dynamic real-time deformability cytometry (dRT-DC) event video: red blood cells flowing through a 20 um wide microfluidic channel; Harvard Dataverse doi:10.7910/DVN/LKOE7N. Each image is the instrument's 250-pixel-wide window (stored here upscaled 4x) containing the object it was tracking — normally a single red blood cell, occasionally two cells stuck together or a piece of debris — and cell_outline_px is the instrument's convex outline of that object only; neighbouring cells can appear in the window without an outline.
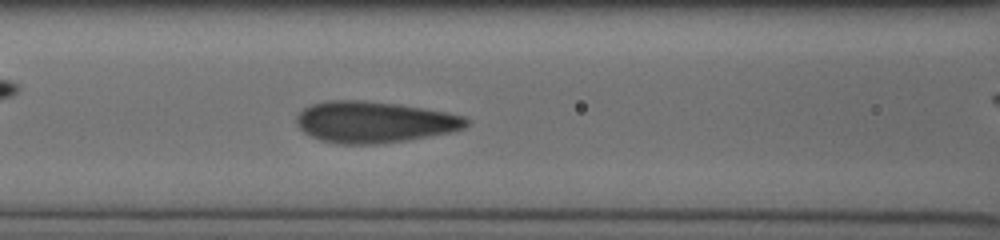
{"species": "human", "species_latin": "Homo sapiens", "temperature_condition": "cold", "stored_images_in_passage": 52, "camera_frame_rate_fps": 3000, "um_per_image_px": 0.085, "donor": {"sex": "male"}, "frame": {"image": 1, "passage_image": 22, "time_ms": 7.0, "image_size_px": [1000, 240], "cell_outline_px": [[468, 124], [464, 128], [452, 132], [408, 140], [376, 144], [340, 144], [320, 140], [304, 132], [296, 124], [296, 116], [304, 108], [312, 104], [328, 100], [360, 100], [396, 104], [444, 112], [464, 116], [468, 120]], "centroid_in_image_um": [31.79, 10.38], "position_along_channel_um": 134.8, "area_um2": 40.69}}
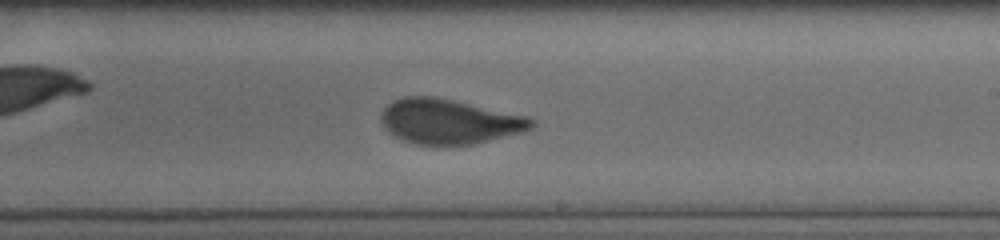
{"frame": {"image": 2, "passage_image": 31, "time_ms": 10.0, "image_size_px": [1000, 240], "cell_outline_px": [[536, 124], [532, 128], [524, 132], [476, 144], [416, 144], [400, 140], [392, 136], [384, 128], [380, 120], [380, 112], [392, 100], [404, 96], [432, 96], [532, 116], [536, 120]], "centroid_in_image_um": [38.2, 10.32], "position_along_channel_um": 250.8, "area_um2": 39.94}}
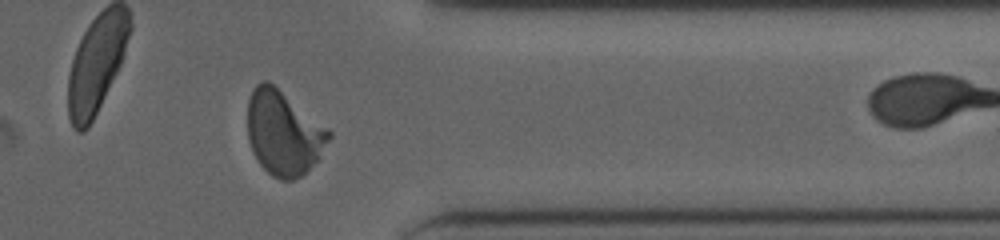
{"frame": {"image": 3, "passage_image": 42, "time_ms": 13.667, "image_size_px": [1000, 240], "cell_outline_px": [[332, 136], [320, 156], [300, 176], [292, 180], [280, 180], [272, 176], [256, 160], [252, 152], [248, 140], [248, 100], [252, 88], [256, 84], [264, 80], [268, 80], [328, 128], [332, 132]], "centroid_in_image_um": [24.08, 11.29], "position_along_channel_um": 387.3, "area_um2": 39.88}, "authors_computed_cell_mechanics": {"area_um2": 39.2751, "velocity_mm_per_s": 3.8755, "shape_relaxation_time_tau1_ms": 9.9874, "shape_relaxation_time_tau2_ms": null, "deformation_change_tau1": 0.2491, "deformation_change_tau2": null}}